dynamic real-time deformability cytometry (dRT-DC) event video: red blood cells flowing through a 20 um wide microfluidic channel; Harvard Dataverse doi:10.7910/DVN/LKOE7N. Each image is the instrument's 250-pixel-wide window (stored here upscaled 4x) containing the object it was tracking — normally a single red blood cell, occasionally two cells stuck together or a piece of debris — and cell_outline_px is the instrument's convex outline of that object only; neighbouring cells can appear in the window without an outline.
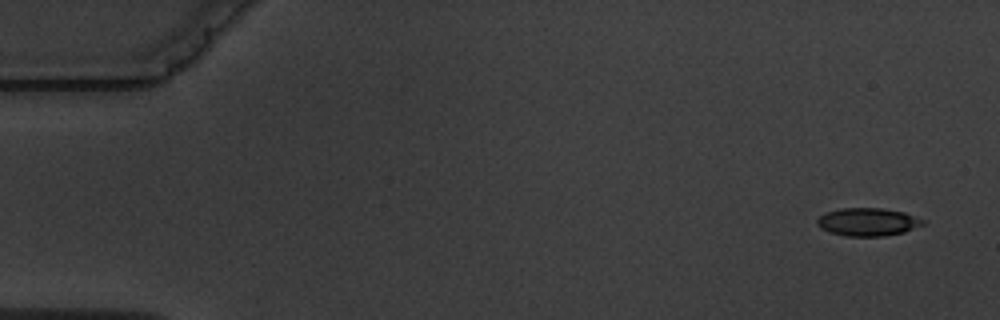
{"species": "common noctule bat (a hibernating species)", "species_latin": "Nyctalus noctula", "temperature_condition": "warm", "stored_images_in_passage": 6, "camera_frame_rate_fps": 3000, "um_per_image_px": 0.085, "animal": {"sex": "male", "body_mass_g": 19.5, "forearm_length_mm": 54.6}, "frame": {"image": 1, "passage_image": 1, "time_ms": 0.0, "image_size_px": [1000, 320], "cell_outline_px": [[928, 220], [924, 224], [904, 232], [884, 236], [848, 236], [832, 232], [820, 228], [816, 224], [816, 220], [824, 212], [840, 208], [884, 208], [904, 212]], "centroid_in_image_um": [73.78, 18.85], "position_along_channel_um": 11.2, "area_um2": 17.4}}
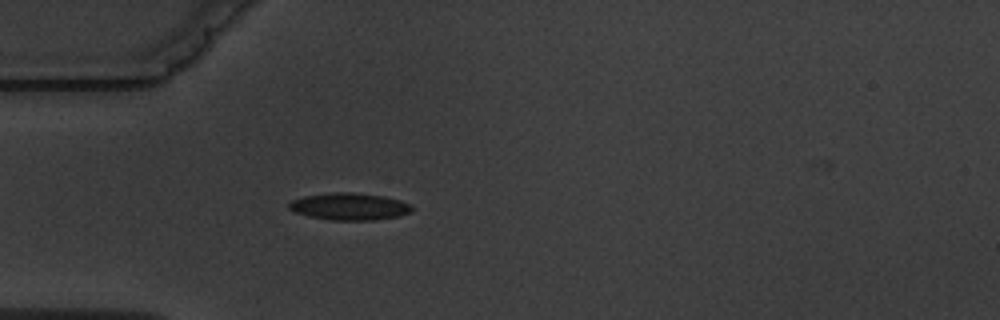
{"frame": {"image": 2, "passage_image": 5, "time_ms": 4.667, "image_size_px": [1000, 320], "cell_outline_px": [[412, 212], [400, 216], [372, 220], [332, 220], [308, 216], [292, 212], [288, 208], [288, 204], [292, 200], [304, 196], [336, 192], [352, 192], [384, 196], [400, 200], [412, 204]], "centroid_in_image_um": [29.71, 17.55], "position_along_channel_um": 55.3, "area_um2": 19.54}}